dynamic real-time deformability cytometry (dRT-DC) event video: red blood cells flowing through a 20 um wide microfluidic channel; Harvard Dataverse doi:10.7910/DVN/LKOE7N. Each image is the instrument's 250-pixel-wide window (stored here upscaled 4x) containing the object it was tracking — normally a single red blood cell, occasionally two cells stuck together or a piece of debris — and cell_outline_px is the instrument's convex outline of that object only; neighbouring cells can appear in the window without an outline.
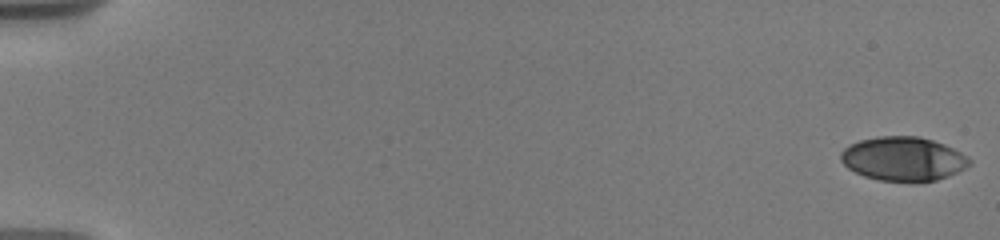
{"species": "human", "species_latin": "Homo sapiens", "temperature_condition": "warm", "stored_images_in_passage": 11, "camera_frame_rate_fps": 3000, "um_per_image_px": 0.085, "donor": {"sex": "male"}, "frame": {"image": 1, "passage_image": 1, "time_ms": 0.0, "image_size_px": [1000, 240], "cell_outline_px": [[972, 164], [948, 176], [936, 180], [916, 184], [912, 184], [880, 180], [864, 176], [848, 168], [840, 160], [840, 152], [848, 144], [860, 140], [880, 136], [920, 136], [944, 144], [968, 156], [972, 160]], "centroid_in_image_um": [76.78, 13.52], "position_along_channel_um": 8.2, "area_um2": 33.58}}
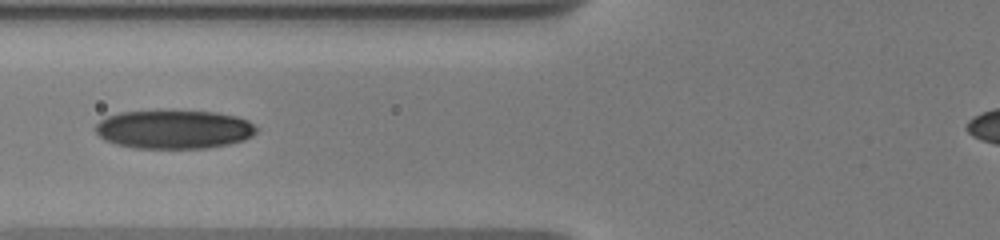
{"frame": {"image": 2, "passage_image": 10, "time_ms": 7.667, "image_size_px": [1000, 240], "cell_outline_px": [[260, 128], [252, 136], [244, 140], [228, 144], [208, 148], [136, 148], [116, 144], [104, 140], [96, 132], [96, 124], [100, 120], [108, 116], [120, 112], [160, 108], [164, 108], [216, 112], [236, 116], [248, 120]], "centroid_in_image_um": [14.8, 10.95], "position_along_channel_um": 111.0, "area_um2": 37.45}}